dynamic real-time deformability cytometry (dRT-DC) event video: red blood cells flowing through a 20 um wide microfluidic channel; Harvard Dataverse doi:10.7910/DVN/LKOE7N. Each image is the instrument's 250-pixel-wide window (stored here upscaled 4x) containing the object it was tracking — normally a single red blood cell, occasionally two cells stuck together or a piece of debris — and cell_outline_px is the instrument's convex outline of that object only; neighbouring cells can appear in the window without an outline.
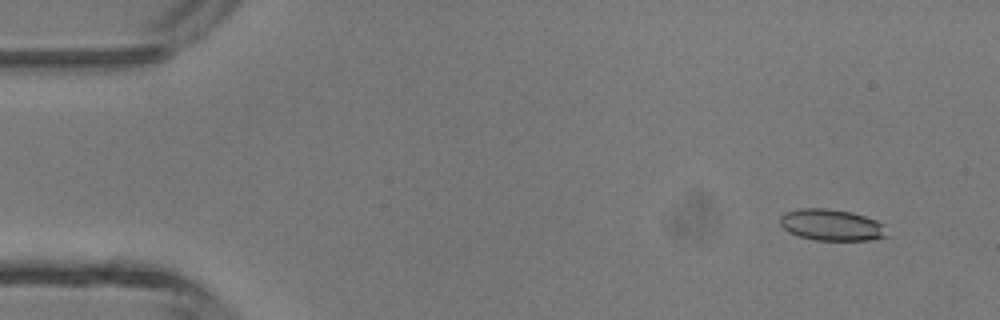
{"species": "common noctule bat (a hibernating species)", "species_latin": "Nyctalus noctula", "temperature_condition": "room temperature", "stored_images_in_passage": 47, "camera_frame_rate_fps": 3000, "um_per_image_px": 0.085, "animal": {"sex": "male", "body_mass_g": 13.3}, "frame": {"image": 1, "passage_image": 4, "time_ms": 1.0, "image_size_px": [1000, 320], "cell_outline_px": [[892, 236], [868, 240], [812, 240], [788, 232], [780, 224], [780, 216], [784, 212], [800, 208], [828, 208], [852, 212], [876, 220], [884, 224]], "centroid_in_image_um": [70.72, 19.12], "position_along_channel_um": 14.3, "area_um2": 19.94}}
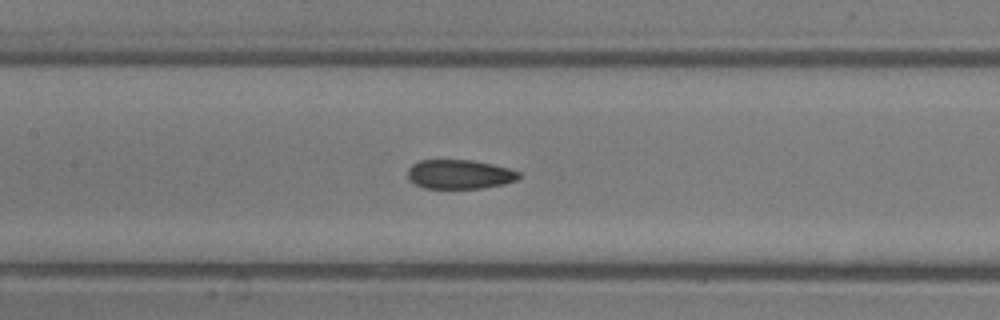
{"frame": {"image": 2, "passage_image": 22, "time_ms": 7.0, "image_size_px": [1000, 320], "cell_outline_px": [[520, 176], [516, 180], [504, 184], [480, 188], [424, 188], [408, 180], [408, 168], [412, 164], [420, 160], [472, 160], [492, 164], [508, 168], [520, 172]], "centroid_in_image_um": [39.04, 14.81], "position_along_channel_um": 168.4, "area_um2": 18.9}}
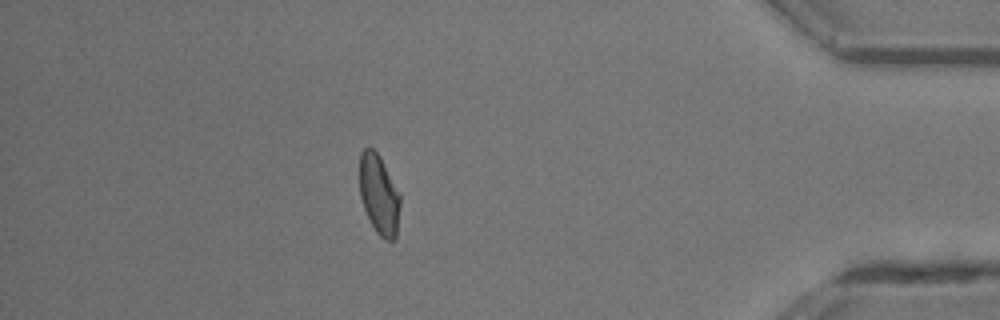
{"frame": {"image": 3, "passage_image": 41, "time_ms": 13.333, "image_size_px": [1000, 320], "cell_outline_px": [[400, 204], [396, 236], [392, 240], [384, 240], [376, 232], [364, 208], [360, 196], [360, 152], [364, 148], [372, 148], [380, 156], [400, 196]], "centroid_in_image_um": [32.21, 16.54], "position_along_channel_um": 403.0, "area_um2": 18.55}, "authors_computed_cell_mechanics": {"area_um2": 19.652, "velocity_mm_per_s": 4.4489, "shape_relaxation_time_tau1_ms": 5.2044, "shape_relaxation_time_tau2_ms": 1.8793, "deformation_change_tau1": 0.1472, "deformation_change_tau2": 0.075}}